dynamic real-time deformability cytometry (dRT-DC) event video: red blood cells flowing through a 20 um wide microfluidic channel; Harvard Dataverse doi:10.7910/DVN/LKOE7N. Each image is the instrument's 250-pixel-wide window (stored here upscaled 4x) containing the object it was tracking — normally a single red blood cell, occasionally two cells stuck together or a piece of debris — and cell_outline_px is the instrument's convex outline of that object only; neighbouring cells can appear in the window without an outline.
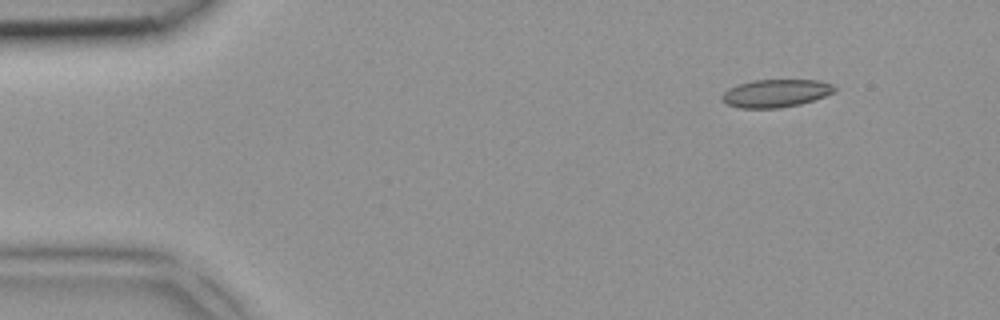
{"species": "common noctule bat (a hibernating species)", "species_latin": "Nyctalus noctula", "temperature_condition": "room temperature", "stored_images_in_passage": 4, "camera_frame_rate_fps": 3000, "um_per_image_px": 0.085, "animal": {"sex": "female", "body_mass_g": 18.4}, "frame": {"image": 1, "passage_image": 1, "time_ms": 0.0, "image_size_px": [1000, 320], "cell_outline_px": [[836, 92], [800, 104], [780, 108], [740, 108], [724, 104], [720, 100], [720, 96], [728, 88], [752, 80], [816, 80], [832, 84], [836, 88]], "centroid_in_image_um": [65.89, 7.93], "position_along_channel_um": 19.1, "area_um2": 18.38}}